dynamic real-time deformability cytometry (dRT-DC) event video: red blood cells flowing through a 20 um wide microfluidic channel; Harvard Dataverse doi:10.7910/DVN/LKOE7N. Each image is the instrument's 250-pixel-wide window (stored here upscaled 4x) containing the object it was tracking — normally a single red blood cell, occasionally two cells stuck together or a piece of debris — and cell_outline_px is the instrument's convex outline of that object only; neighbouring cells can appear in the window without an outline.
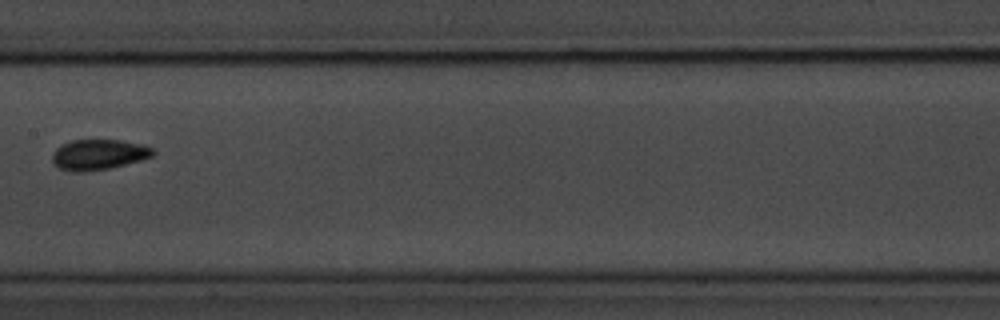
{"species": "common noctule bat (a hibernating species)", "species_latin": "Nyctalus noctula", "temperature_condition": "room temperature", "stored_images_in_passage": 12, "camera_frame_rate_fps": 3000, "um_per_image_px": 0.085, "animal": {"sex": "male", "body_mass_g": 20.1, "forearm_length_mm": 53.5}, "frame": {"image": 1, "passage_image": 9, "time_ms": 10.333, "image_size_px": [1000, 320], "cell_outline_px": [[156, 152], [152, 156], [140, 160], [108, 168], [80, 172], [72, 172], [60, 168], [52, 160], [52, 152], [60, 144], [72, 140], [120, 140], [140, 144], [152, 148]], "centroid_in_image_um": [8.34, 13.13], "position_along_channel_um": 199.1, "area_um2": 17.69}}